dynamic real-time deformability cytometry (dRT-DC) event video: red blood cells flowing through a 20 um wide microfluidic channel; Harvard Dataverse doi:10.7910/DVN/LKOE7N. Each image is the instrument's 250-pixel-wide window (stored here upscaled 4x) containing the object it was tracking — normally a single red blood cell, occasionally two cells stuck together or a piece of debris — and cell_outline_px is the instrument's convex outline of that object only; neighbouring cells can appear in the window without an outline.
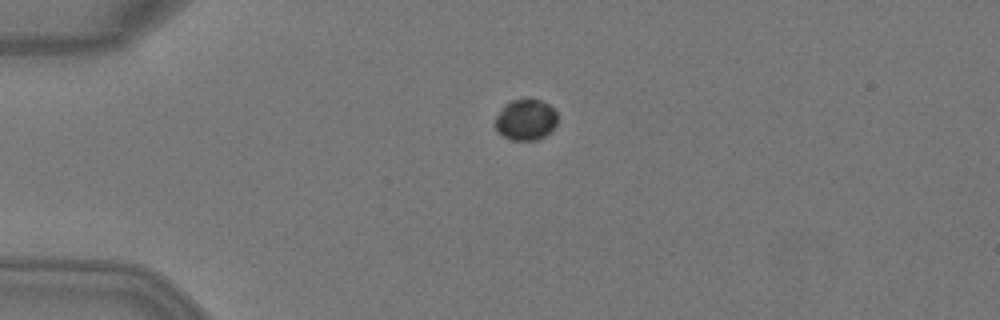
{"species": "Egyptian fruit bat (a non-hibernating species)", "species_latin": "Rousettus aegyptiacus", "temperature_condition": "warm", "stored_images_in_passage": 2, "camera_frame_rate_fps": 3000, "um_per_image_px": 0.085, "animal": {"sex": "female"}, "frame": {"image": 1, "passage_image": 1, "time_ms": 0.0, "image_size_px": [1000, 320], "cell_outline_px": [[556, 124], [552, 132], [536, 140], [512, 140], [504, 136], [496, 128], [496, 116], [504, 104], [512, 100], [540, 100], [548, 104], [556, 112]], "centroid_in_image_um": [44.7, 10.19], "position_along_channel_um": 40.3, "area_um2": 14.68}}